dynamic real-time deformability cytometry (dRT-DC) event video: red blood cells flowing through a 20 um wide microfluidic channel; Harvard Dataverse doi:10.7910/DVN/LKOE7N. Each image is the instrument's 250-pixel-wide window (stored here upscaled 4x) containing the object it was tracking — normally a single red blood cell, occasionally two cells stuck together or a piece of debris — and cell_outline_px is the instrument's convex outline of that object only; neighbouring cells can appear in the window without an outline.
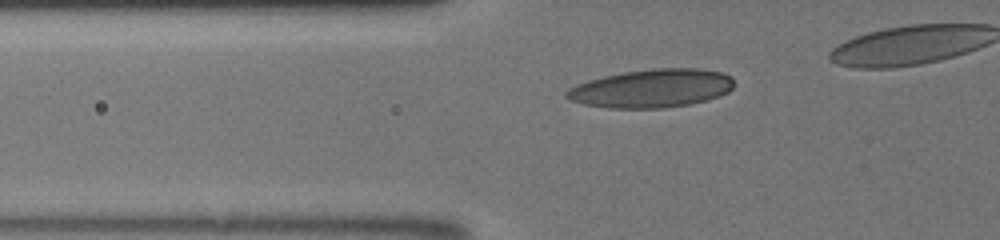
{"species": "human", "species_latin": "Homo sapiens", "temperature_condition": "room temperature", "stored_images_in_passage": 23, "segment_of_instrument_passage": [1, 2], "camera_frame_rate_fps": 3000, "um_per_image_px": 0.085, "donor": {"sex": "male"}, "frame": {"image": 1, "passage_image": 7, "time_ms": 2.667, "image_size_px": [1000, 240], "cell_outline_px": [[732, 88], [728, 92], [720, 96], [708, 100], [688, 104], [664, 108], [608, 108], [584, 104], [568, 100], [564, 96], [564, 92], [568, 88], [576, 84], [588, 80], [604, 76], [624, 72], [652, 68], [700, 68], [720, 72], [732, 76]], "centroid_in_image_um": [55.36, 7.51], "position_along_channel_um": 70.4, "area_um2": 37.69}}
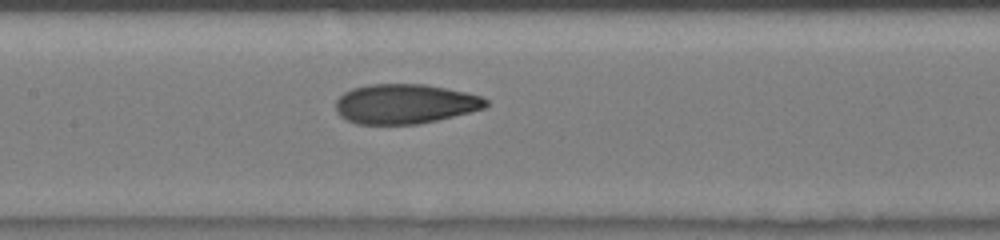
{"frame": {"image": 2, "passage_image": 14, "time_ms": 5.333, "image_size_px": [1000, 240], "cell_outline_px": [[488, 104], [484, 108], [436, 120], [416, 124], [356, 124], [340, 116], [336, 112], [336, 100], [344, 92], [352, 88], [368, 84], [424, 84], [464, 92], [480, 96], [488, 100]], "centroid_in_image_um": [34.37, 8.83], "position_along_channel_um": 173.0, "area_um2": 34.51}}
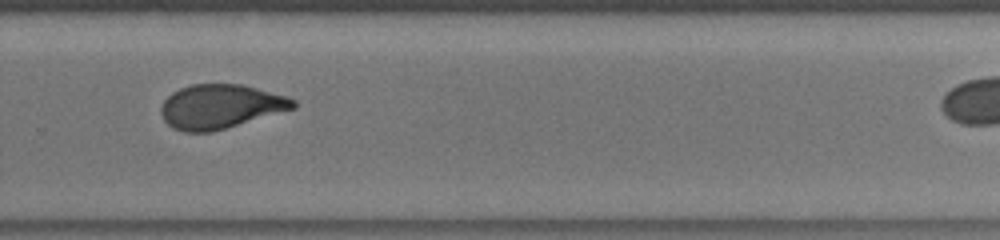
{"frame": {"image": 3, "passage_image": 20, "time_ms": 8.667, "image_size_px": [1000, 240], "cell_outline_px": [[296, 108], [212, 132], [184, 132], [172, 128], [164, 120], [160, 112], [160, 108], [164, 100], [172, 92], [180, 88], [192, 84], [240, 84], [288, 96], [296, 100]], "centroid_in_image_um": [18.73, 9.06], "position_along_channel_um": 311.1, "area_um2": 34.1}}